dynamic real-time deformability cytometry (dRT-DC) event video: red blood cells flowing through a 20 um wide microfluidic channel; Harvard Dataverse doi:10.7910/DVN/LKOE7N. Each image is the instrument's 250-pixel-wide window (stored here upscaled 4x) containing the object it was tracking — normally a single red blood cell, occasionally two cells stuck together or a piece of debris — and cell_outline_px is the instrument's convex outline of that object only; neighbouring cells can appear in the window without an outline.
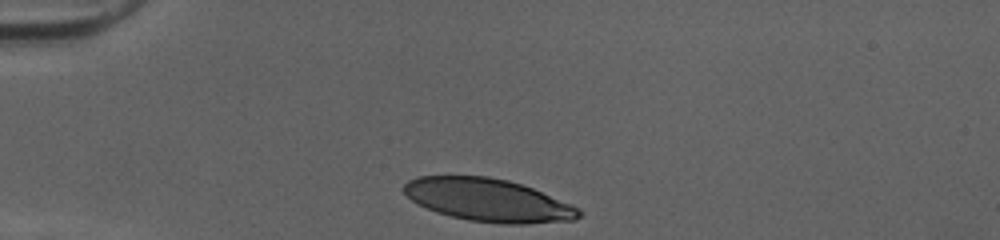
{"species": "human", "species_latin": "Homo sapiens", "temperature_condition": "cold", "stored_images_in_passage": 30, "camera_frame_rate_fps": 3000, "um_per_image_px": 0.085, "donor": {"sex": "female"}, "frame": {"image": 1, "passage_image": 1, "time_ms": 0.0, "image_size_px": [1000, 240], "cell_outline_px": [[584, 212], [576, 220], [524, 224], [500, 224], [468, 220], [436, 212], [412, 200], [400, 188], [408, 180], [416, 176], [488, 176], [508, 180], [532, 188], [572, 204], [580, 208]], "centroid_in_image_um": [41.52, 17.01], "position_along_channel_um": 43.5, "area_um2": 43.81}}
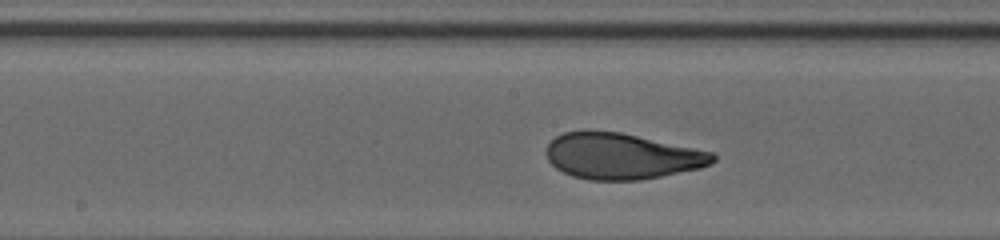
{"frame": {"image": 2, "passage_image": 15, "time_ms": 4.667, "image_size_px": [1000, 240], "cell_outline_px": [[716, 160], [712, 164], [700, 168], [640, 180], [588, 180], [572, 176], [556, 168], [548, 160], [548, 144], [556, 136], [564, 132], [584, 128], [588, 128], [620, 132], [716, 152]], "centroid_in_image_um": [52.86, 13.24], "position_along_channel_um": 195.3, "area_um2": 45.2}}
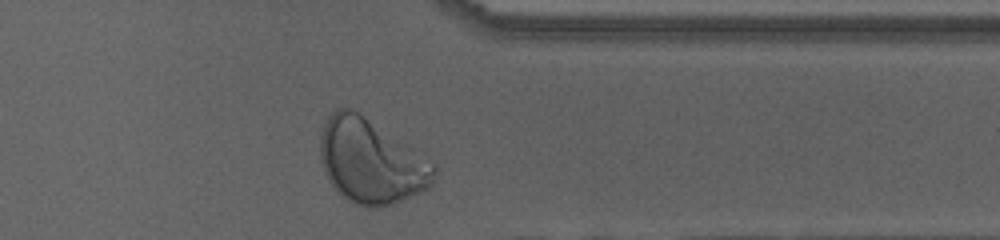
{"frame": {"image": 3, "passage_image": 29, "time_ms": 9.333, "image_size_px": [1000, 240], "cell_outline_px": [[436, 168], [432, 184], [428, 188], [420, 192], [392, 204], [380, 208], [364, 208], [352, 204], [328, 180], [324, 172], [320, 160], [320, 136], [324, 124], [328, 116], [336, 108], [352, 108], [436, 164]], "centroid_in_image_um": [31.51, 13.73], "position_along_channel_um": 379.9, "area_um2": 55.72}, "authors_computed_cell_mechanics": {"area_um2": 45.2574, "velocity_mm_per_s": 4.0214, "shape_relaxation_time_tau1_ms": 3.3348, "shape_relaxation_time_tau2_ms": null, "deformation_change_tau1": 0.2016, "deformation_change_tau2": null}}